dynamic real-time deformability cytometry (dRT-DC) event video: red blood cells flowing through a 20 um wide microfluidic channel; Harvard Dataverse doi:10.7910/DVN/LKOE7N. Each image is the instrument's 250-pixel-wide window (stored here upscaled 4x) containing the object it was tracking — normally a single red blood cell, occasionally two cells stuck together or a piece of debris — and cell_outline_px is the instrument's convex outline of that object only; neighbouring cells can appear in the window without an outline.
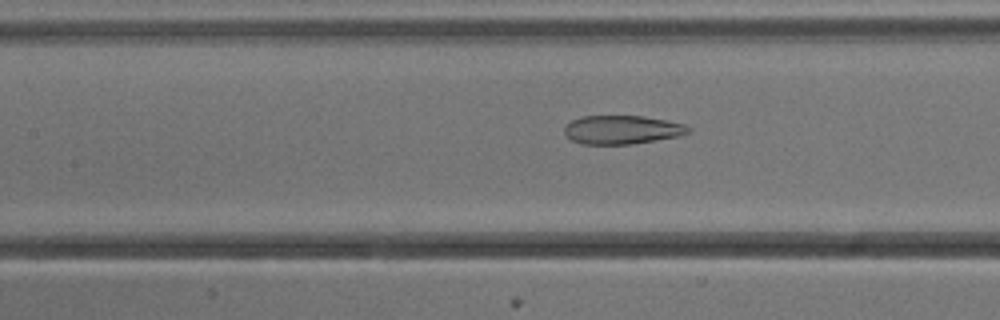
{"species": "common noctule bat (a hibernating species)", "species_latin": "Nyctalus noctula", "temperature_condition": "cold", "stored_images_in_passage": 46, "camera_frame_rate_fps": 3000, "um_per_image_px": 0.085, "animal": {"sex": "male", "body_mass_g": 13.3}, "frame": {"image": 1, "passage_image": 24, "time_ms": 7.667, "image_size_px": [1000, 320], "cell_outline_px": [[692, 128], [688, 132], [680, 136], [632, 144], [584, 144], [572, 140], [564, 132], [564, 124], [580, 116], [644, 116], [668, 120], [684, 124]], "centroid_in_image_um": [52.88, 11.02], "position_along_channel_um": 154.5, "area_um2": 20.81}}
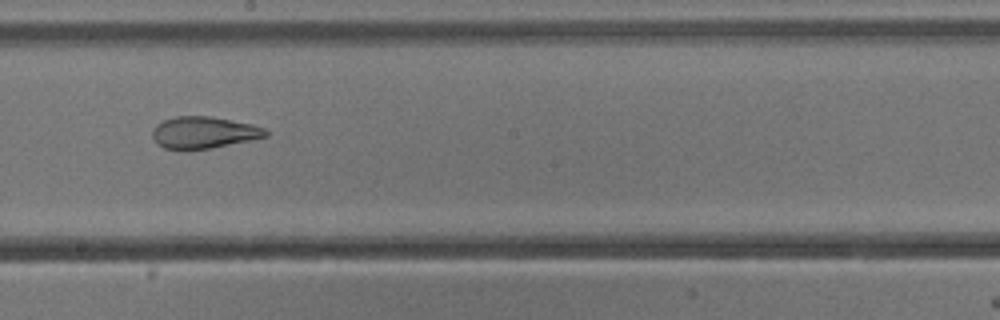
{"frame": {"image": 2, "passage_image": 30, "time_ms": 9.667, "image_size_px": [1000, 320], "cell_outline_px": [[268, 136], [212, 148], [164, 148], [156, 144], [152, 136], [152, 128], [156, 124], [164, 120], [176, 116], [208, 116], [252, 124], [264, 128], [268, 132]], "centroid_in_image_um": [17.3, 11.25], "position_along_channel_um": 230.9, "area_um2": 20.69}}
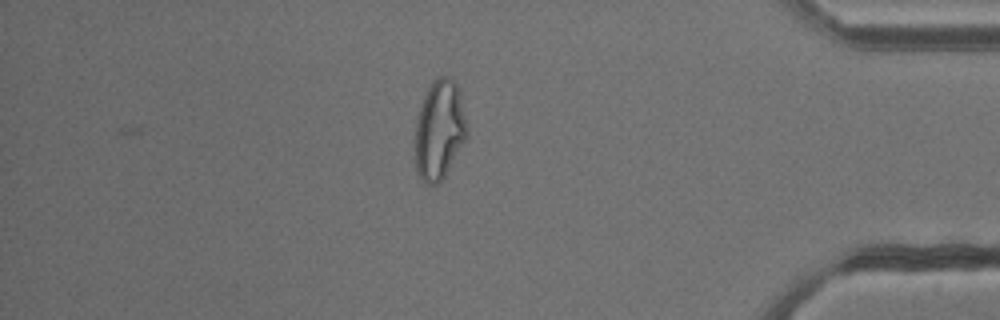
{"frame": {"image": 3, "passage_image": 46, "time_ms": 15.0, "image_size_px": [1000, 320], "cell_outline_px": [[468, 132], [464, 140], [444, 176], [436, 184], [424, 184], [416, 168], [416, 120], [424, 96], [432, 80], [440, 76], [448, 76], [456, 84], [460, 92], [468, 128]], "centroid_in_image_um": [37.35, 11.0], "position_along_channel_um": 397.8, "area_um2": 29.54}, "authors_computed_cell_mechanics": {"area_um2": 26.299, "velocity_mm_per_s": 3.8307, "shape_relaxation_time_tau1_ms": null, "shape_relaxation_time_tau2_ms": 1.7182, "deformation_change_tau1": null, "deformation_change_tau2": 0.0924}}